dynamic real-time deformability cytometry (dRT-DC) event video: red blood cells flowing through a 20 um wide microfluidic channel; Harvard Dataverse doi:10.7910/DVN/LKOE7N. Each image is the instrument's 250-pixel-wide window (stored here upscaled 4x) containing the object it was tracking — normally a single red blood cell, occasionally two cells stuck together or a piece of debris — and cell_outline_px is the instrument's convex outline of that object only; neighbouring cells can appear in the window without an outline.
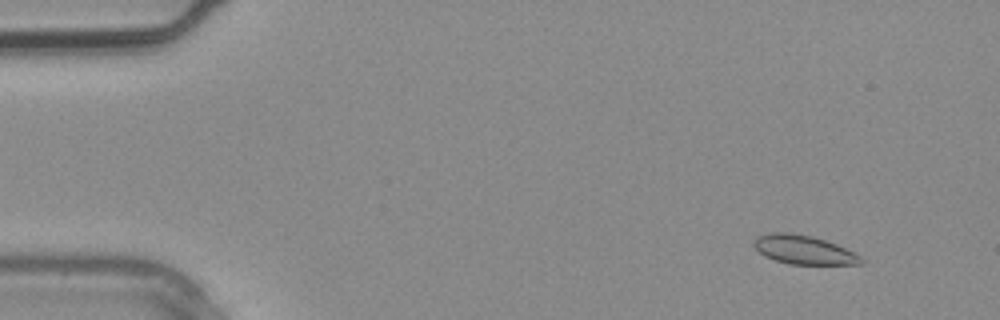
{"species": "common noctule bat (a hibernating species)", "species_latin": "Nyctalus noctula", "temperature_condition": "warm", "stored_images_in_passage": 4, "camera_frame_rate_fps": 3000, "um_per_image_px": 0.085, "animal": {"sex": "male", "body_mass_g": 20.4}, "frame": {"image": 1, "passage_image": 2, "time_ms": 0.333, "image_size_px": [1000, 320], "cell_outline_px": [[864, 264], [788, 264], [764, 256], [752, 244], [752, 240], [756, 236], [768, 232], [792, 232], [812, 236], [836, 244], [860, 256], [864, 260]], "centroid_in_image_um": [68.26, 21.21], "position_along_channel_um": 16.7, "area_um2": 18.09}}
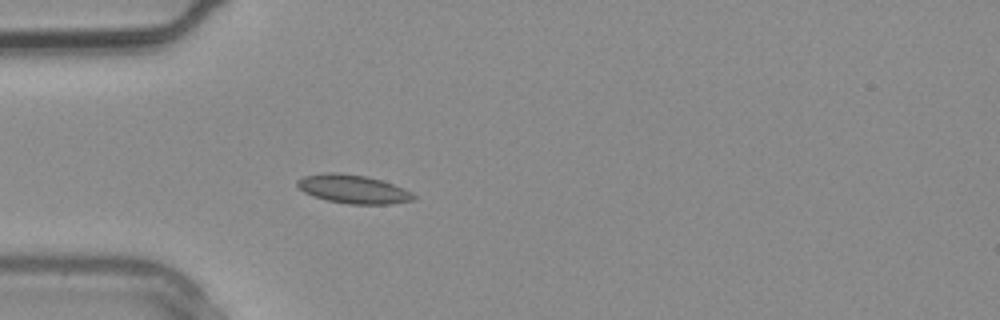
{"frame": {"image": 2, "passage_image": 4, "time_ms": 1.0, "image_size_px": [1000, 320], "cell_outline_px": [[416, 200], [388, 204], [348, 204], [328, 200], [304, 192], [296, 184], [296, 180], [304, 176], [328, 172], [340, 172], [364, 176], [380, 180], [392, 184], [412, 192], [416, 196]], "centroid_in_image_um": [30.03, 16.07], "position_along_channel_um": 55.0, "area_um2": 19.19}}